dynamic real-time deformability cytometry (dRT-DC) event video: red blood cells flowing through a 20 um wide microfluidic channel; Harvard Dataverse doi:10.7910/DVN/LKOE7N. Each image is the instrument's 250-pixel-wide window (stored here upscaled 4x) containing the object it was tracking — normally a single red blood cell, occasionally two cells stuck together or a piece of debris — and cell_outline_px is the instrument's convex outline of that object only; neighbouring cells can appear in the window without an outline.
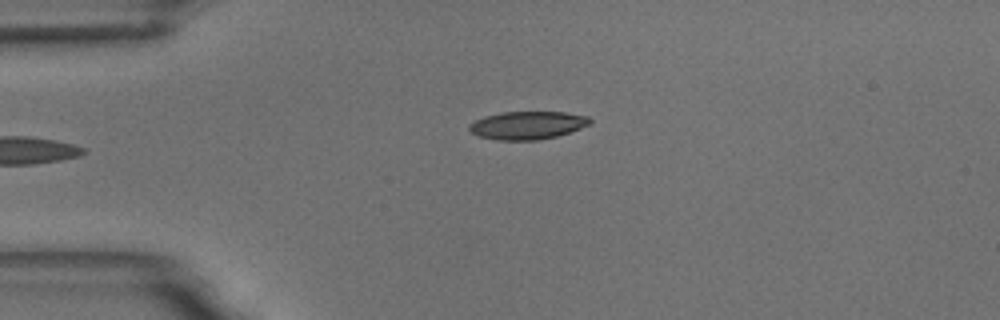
{"species": "common noctule bat (a hibernating species)", "species_latin": "Nyctalus noctula", "temperature_condition": "room temperature", "stored_images_in_passage": 3, "camera_frame_rate_fps": 3000, "um_per_image_px": 0.085, "animal": {"sex": "male", "body_mass_g": 18.8}, "frame": {"image": 1, "passage_image": 3, "time_ms": 2.667, "image_size_px": [1000, 320], "cell_outline_px": [[592, 120], [588, 124], [580, 128], [556, 136], [536, 140], [500, 140], [480, 136], [472, 132], [468, 128], [468, 124], [484, 116], [500, 112], [564, 112], [588, 116]], "centroid_in_image_um": [44.81, 10.64], "position_along_channel_um": 40.2, "area_um2": 19.48}}